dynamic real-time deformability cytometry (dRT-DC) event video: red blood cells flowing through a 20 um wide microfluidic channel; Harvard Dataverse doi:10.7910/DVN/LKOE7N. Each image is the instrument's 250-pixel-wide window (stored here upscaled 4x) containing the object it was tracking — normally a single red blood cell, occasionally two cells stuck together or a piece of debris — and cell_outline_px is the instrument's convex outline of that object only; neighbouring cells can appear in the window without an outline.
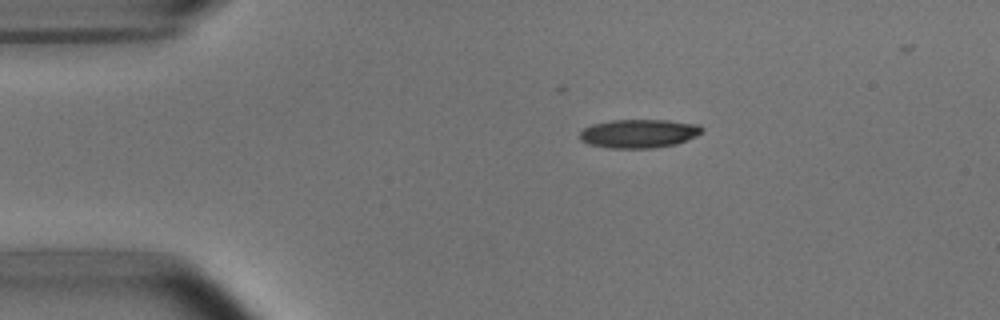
{"species": "common noctule bat (a hibernating species)", "species_latin": "Nyctalus noctula", "temperature_condition": "room temperature", "stored_images_in_passage": 44, "camera_frame_rate_fps": 3000, "um_per_image_px": 0.085, "animal": {"sex": "male", "body_mass_g": 15.6}, "frame": {"image": 1, "passage_image": 2, "time_ms": 0.333, "image_size_px": [1000, 320], "cell_outline_px": [[704, 128], [700, 132], [676, 144], [652, 148], [612, 148], [588, 144], [580, 140], [580, 132], [584, 128], [592, 124], [612, 120], [668, 120], [700, 124]], "centroid_in_image_um": [54.27, 11.34], "position_along_channel_um": 30.7, "area_um2": 20.23}}
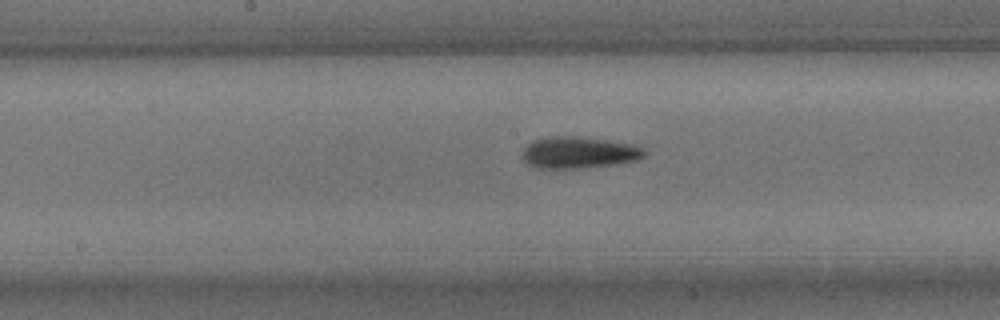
{"frame": {"image": 2, "passage_image": 19, "time_ms": 6.0, "image_size_px": [1000, 320], "cell_outline_px": [[648, 152], [644, 156], [636, 160], [612, 164], [576, 168], [540, 168], [528, 164], [524, 160], [524, 148], [532, 140], [548, 136], [580, 136], [608, 140], [632, 144], [644, 148]], "centroid_in_image_um": [49.21, 12.94], "position_along_channel_um": 199.0, "area_um2": 22.37}}
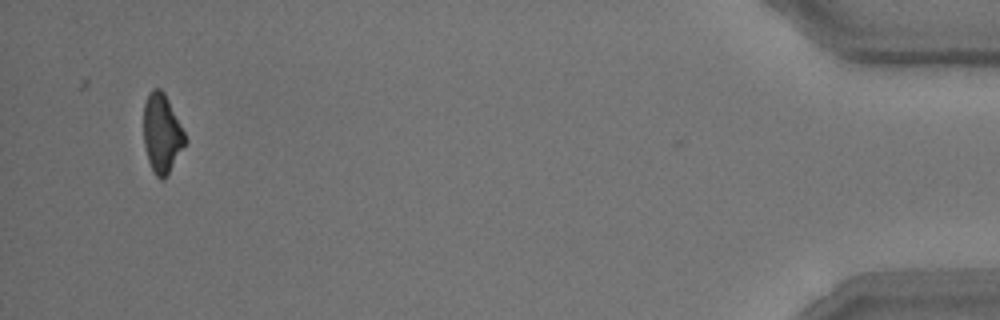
{"frame": {"image": 3, "passage_image": 43, "time_ms": 14.0, "image_size_px": [1000, 320], "cell_outline_px": [[188, 140], [164, 180], [160, 180], [156, 176], [148, 160], [144, 144], [144, 104], [148, 92], [152, 88], [160, 88], [164, 92]], "centroid_in_image_um": [13.75, 11.33], "position_along_channel_um": 421.4, "area_um2": 18.96}, "authors_computed_cell_mechanics": {"area_um2": 20.7213, "velocity_mm_per_s": 3.7627, "shape_relaxation_time_tau1_ms": 5.2294, "shape_relaxation_time_tau2_ms": 5.9786, "deformation_change_tau1": 0.156, "deformation_change_tau2": 0.1719}}